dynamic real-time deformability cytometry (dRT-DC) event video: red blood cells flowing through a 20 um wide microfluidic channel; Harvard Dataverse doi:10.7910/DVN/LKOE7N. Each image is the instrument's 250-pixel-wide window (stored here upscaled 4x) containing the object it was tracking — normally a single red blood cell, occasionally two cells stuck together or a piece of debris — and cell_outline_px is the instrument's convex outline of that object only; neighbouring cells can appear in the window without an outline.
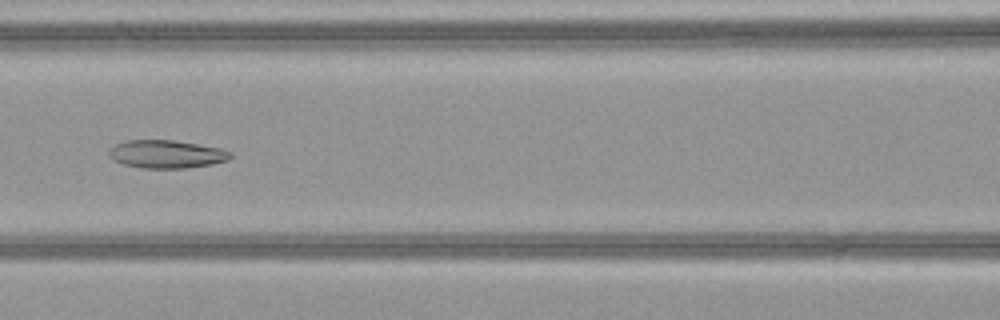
{"species": "common noctule bat (a hibernating species)", "species_latin": "Nyctalus noctula", "temperature_condition": "warm", "stored_images_in_passage": 51, "camera_frame_rate_fps": 3000, "um_per_image_px": 0.085, "animal": {"sex": "female", "body_mass_g": 21.9}, "frame": {"image": 1, "passage_image": 24, "time_ms": 7.667, "image_size_px": [1000, 320], "cell_outline_px": [[232, 156], [228, 160], [212, 164], [184, 168], [144, 168], [124, 164], [112, 160], [108, 156], [108, 152], [116, 144], [128, 140], [172, 140], [220, 148], [232, 152]], "centroid_in_image_um": [14.15, 13.1], "position_along_channel_um": 152.5, "area_um2": 19.71}}
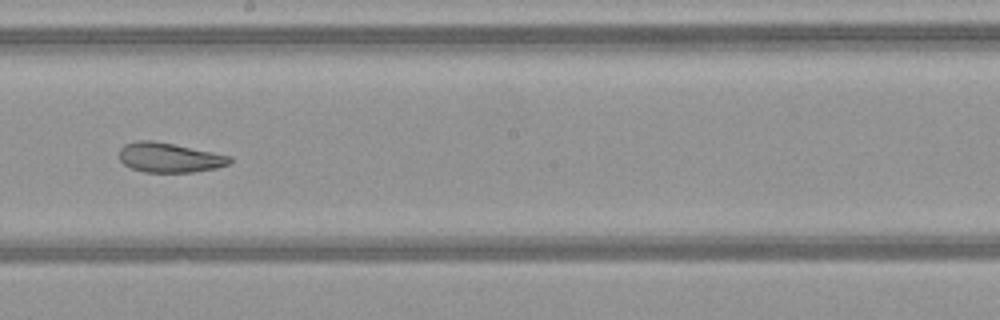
{"frame": {"image": 2, "passage_image": 30, "time_ms": 9.667, "image_size_px": [1000, 320], "cell_outline_px": [[232, 160], [228, 164], [216, 168], [192, 172], [144, 172], [132, 168], [124, 164], [120, 160], [120, 148], [124, 144], [136, 140], [152, 140], [232, 156]], "centroid_in_image_um": [14.38, 13.39], "position_along_channel_um": 233.8, "area_um2": 18.96}}
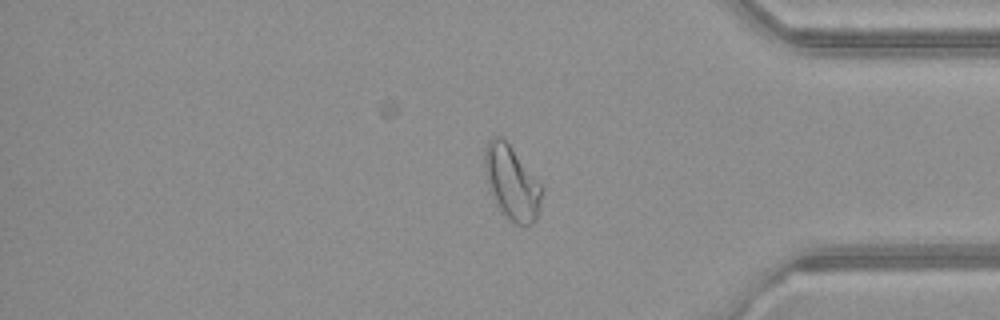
{"frame": {"image": 3, "passage_image": 43, "time_ms": 14.0, "image_size_px": [1000, 320], "cell_outline_px": [[544, 188], [536, 220], [532, 224], [516, 224], [504, 216], [500, 212], [488, 188], [484, 168], [484, 148], [488, 140], [496, 136], [504, 136]], "centroid_in_image_um": [43.48, 15.5], "position_along_channel_um": 391.7, "area_um2": 25.03}, "authors_computed_cell_mechanics": {"area_um2": 25.0274, "velocity_mm_per_s": 4.0712, "shape_relaxation_time_tau1_ms": 8.6965, "shape_relaxation_time_tau2_ms": 2.2871, "deformation_change_tau1": 0.2083, "deformation_change_tau2": 0.0958}}